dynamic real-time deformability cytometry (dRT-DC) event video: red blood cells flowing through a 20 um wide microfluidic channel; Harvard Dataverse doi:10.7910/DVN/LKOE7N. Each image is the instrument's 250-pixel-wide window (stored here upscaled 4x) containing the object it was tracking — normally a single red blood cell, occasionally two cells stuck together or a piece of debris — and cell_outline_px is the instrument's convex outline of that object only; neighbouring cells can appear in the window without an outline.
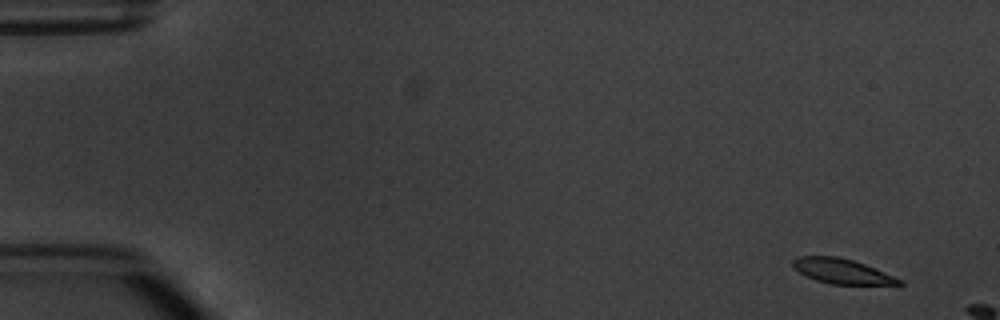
{"species": "common noctule bat (a hibernating species)", "species_latin": "Nyctalus noctula", "temperature_condition": "warm", "stored_images_in_passage": 2, "camera_frame_rate_fps": 3000, "um_per_image_px": 0.085, "animal": {"sex": "male", "body_mass_g": 20.1, "forearm_length_mm": 53.5}, "frame": {"image": 1, "passage_image": 1, "time_ms": 0.0, "image_size_px": [1000, 320], "cell_outline_px": [[904, 284], [828, 284], [816, 280], [800, 272], [792, 264], [792, 260], [796, 256], [836, 256], [852, 260], [864, 264], [904, 280]], "centroid_in_image_um": [71.56, 23.05], "position_along_channel_um": 13.4, "area_um2": 15.2}}